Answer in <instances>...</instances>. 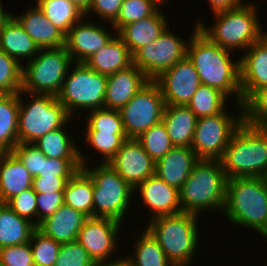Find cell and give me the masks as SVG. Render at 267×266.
<instances>
[{
    "mask_svg": "<svg viewBox=\"0 0 267 266\" xmlns=\"http://www.w3.org/2000/svg\"><path fill=\"white\" fill-rule=\"evenodd\" d=\"M12 152L33 177L41 176L42 160L46 156L33 143H18Z\"/></svg>",
    "mask_w": 267,
    "mask_h": 266,
    "instance_id": "cell-46",
    "label": "cell"
},
{
    "mask_svg": "<svg viewBox=\"0 0 267 266\" xmlns=\"http://www.w3.org/2000/svg\"><path fill=\"white\" fill-rule=\"evenodd\" d=\"M93 180L80 168L67 182L64 192V204L93 217Z\"/></svg>",
    "mask_w": 267,
    "mask_h": 266,
    "instance_id": "cell-32",
    "label": "cell"
},
{
    "mask_svg": "<svg viewBox=\"0 0 267 266\" xmlns=\"http://www.w3.org/2000/svg\"><path fill=\"white\" fill-rule=\"evenodd\" d=\"M19 104L18 143H34L46 133L73 119L75 121L53 95L30 94L21 90Z\"/></svg>",
    "mask_w": 267,
    "mask_h": 266,
    "instance_id": "cell-8",
    "label": "cell"
},
{
    "mask_svg": "<svg viewBox=\"0 0 267 266\" xmlns=\"http://www.w3.org/2000/svg\"><path fill=\"white\" fill-rule=\"evenodd\" d=\"M97 266H133L132 263L126 258V256H122L116 260L104 262L98 264Z\"/></svg>",
    "mask_w": 267,
    "mask_h": 266,
    "instance_id": "cell-52",
    "label": "cell"
},
{
    "mask_svg": "<svg viewBox=\"0 0 267 266\" xmlns=\"http://www.w3.org/2000/svg\"><path fill=\"white\" fill-rule=\"evenodd\" d=\"M197 119L187 106L165 105L162 121L174 146L191 147Z\"/></svg>",
    "mask_w": 267,
    "mask_h": 266,
    "instance_id": "cell-28",
    "label": "cell"
},
{
    "mask_svg": "<svg viewBox=\"0 0 267 266\" xmlns=\"http://www.w3.org/2000/svg\"><path fill=\"white\" fill-rule=\"evenodd\" d=\"M3 154H4V152L0 150V159H1Z\"/></svg>",
    "mask_w": 267,
    "mask_h": 266,
    "instance_id": "cell-57",
    "label": "cell"
},
{
    "mask_svg": "<svg viewBox=\"0 0 267 266\" xmlns=\"http://www.w3.org/2000/svg\"><path fill=\"white\" fill-rule=\"evenodd\" d=\"M122 4L123 0H91L90 6L84 15L85 18H91V14L99 22L112 24L119 15Z\"/></svg>",
    "mask_w": 267,
    "mask_h": 266,
    "instance_id": "cell-48",
    "label": "cell"
},
{
    "mask_svg": "<svg viewBox=\"0 0 267 266\" xmlns=\"http://www.w3.org/2000/svg\"><path fill=\"white\" fill-rule=\"evenodd\" d=\"M74 63L65 46L39 49L37 55L22 65V88L30 94L57 96Z\"/></svg>",
    "mask_w": 267,
    "mask_h": 266,
    "instance_id": "cell-10",
    "label": "cell"
},
{
    "mask_svg": "<svg viewBox=\"0 0 267 266\" xmlns=\"http://www.w3.org/2000/svg\"><path fill=\"white\" fill-rule=\"evenodd\" d=\"M33 176L11 151L0 159V203L6 204L23 190L32 188Z\"/></svg>",
    "mask_w": 267,
    "mask_h": 266,
    "instance_id": "cell-25",
    "label": "cell"
},
{
    "mask_svg": "<svg viewBox=\"0 0 267 266\" xmlns=\"http://www.w3.org/2000/svg\"><path fill=\"white\" fill-rule=\"evenodd\" d=\"M92 70L109 76L132 65V55L125 42L116 34L108 44L84 62Z\"/></svg>",
    "mask_w": 267,
    "mask_h": 266,
    "instance_id": "cell-27",
    "label": "cell"
},
{
    "mask_svg": "<svg viewBox=\"0 0 267 266\" xmlns=\"http://www.w3.org/2000/svg\"><path fill=\"white\" fill-rule=\"evenodd\" d=\"M16 15L13 13V16L40 49L65 46V34L47 19L36 4L25 13Z\"/></svg>",
    "mask_w": 267,
    "mask_h": 266,
    "instance_id": "cell-23",
    "label": "cell"
},
{
    "mask_svg": "<svg viewBox=\"0 0 267 266\" xmlns=\"http://www.w3.org/2000/svg\"><path fill=\"white\" fill-rule=\"evenodd\" d=\"M1 266H35L30 242L0 248Z\"/></svg>",
    "mask_w": 267,
    "mask_h": 266,
    "instance_id": "cell-45",
    "label": "cell"
},
{
    "mask_svg": "<svg viewBox=\"0 0 267 266\" xmlns=\"http://www.w3.org/2000/svg\"><path fill=\"white\" fill-rule=\"evenodd\" d=\"M200 159L191 147L174 146L155 165V174L168 185L180 190Z\"/></svg>",
    "mask_w": 267,
    "mask_h": 266,
    "instance_id": "cell-22",
    "label": "cell"
},
{
    "mask_svg": "<svg viewBox=\"0 0 267 266\" xmlns=\"http://www.w3.org/2000/svg\"><path fill=\"white\" fill-rule=\"evenodd\" d=\"M242 104L257 90L267 88V32L240 55Z\"/></svg>",
    "mask_w": 267,
    "mask_h": 266,
    "instance_id": "cell-19",
    "label": "cell"
},
{
    "mask_svg": "<svg viewBox=\"0 0 267 266\" xmlns=\"http://www.w3.org/2000/svg\"><path fill=\"white\" fill-rule=\"evenodd\" d=\"M227 182L220 160L200 159L179 190L182 212L200 216L215 209L223 213Z\"/></svg>",
    "mask_w": 267,
    "mask_h": 266,
    "instance_id": "cell-4",
    "label": "cell"
},
{
    "mask_svg": "<svg viewBox=\"0 0 267 266\" xmlns=\"http://www.w3.org/2000/svg\"><path fill=\"white\" fill-rule=\"evenodd\" d=\"M142 232H134V250L131 254L126 255L127 259L133 266H174L165 255L164 251L158 244L157 240L144 227Z\"/></svg>",
    "mask_w": 267,
    "mask_h": 266,
    "instance_id": "cell-33",
    "label": "cell"
},
{
    "mask_svg": "<svg viewBox=\"0 0 267 266\" xmlns=\"http://www.w3.org/2000/svg\"><path fill=\"white\" fill-rule=\"evenodd\" d=\"M160 7L163 5L165 6V4H167L168 2H170V0H154Z\"/></svg>",
    "mask_w": 267,
    "mask_h": 266,
    "instance_id": "cell-55",
    "label": "cell"
},
{
    "mask_svg": "<svg viewBox=\"0 0 267 266\" xmlns=\"http://www.w3.org/2000/svg\"><path fill=\"white\" fill-rule=\"evenodd\" d=\"M37 225L54 214L64 204V192L36 193Z\"/></svg>",
    "mask_w": 267,
    "mask_h": 266,
    "instance_id": "cell-49",
    "label": "cell"
},
{
    "mask_svg": "<svg viewBox=\"0 0 267 266\" xmlns=\"http://www.w3.org/2000/svg\"><path fill=\"white\" fill-rule=\"evenodd\" d=\"M71 177L35 176L32 187L36 193L63 192Z\"/></svg>",
    "mask_w": 267,
    "mask_h": 266,
    "instance_id": "cell-50",
    "label": "cell"
},
{
    "mask_svg": "<svg viewBox=\"0 0 267 266\" xmlns=\"http://www.w3.org/2000/svg\"><path fill=\"white\" fill-rule=\"evenodd\" d=\"M266 241H267V236H265V237H263ZM267 263V262H266ZM265 266H267V264L265 265Z\"/></svg>",
    "mask_w": 267,
    "mask_h": 266,
    "instance_id": "cell-58",
    "label": "cell"
},
{
    "mask_svg": "<svg viewBox=\"0 0 267 266\" xmlns=\"http://www.w3.org/2000/svg\"><path fill=\"white\" fill-rule=\"evenodd\" d=\"M86 155L80 150L82 168L93 180V217L111 218L125 223V216L129 215L132 207L134 189L108 163H97L94 166L92 162L88 163Z\"/></svg>",
    "mask_w": 267,
    "mask_h": 266,
    "instance_id": "cell-6",
    "label": "cell"
},
{
    "mask_svg": "<svg viewBox=\"0 0 267 266\" xmlns=\"http://www.w3.org/2000/svg\"><path fill=\"white\" fill-rule=\"evenodd\" d=\"M154 81L161 89L165 105L186 106L201 85L199 75L187 56Z\"/></svg>",
    "mask_w": 267,
    "mask_h": 266,
    "instance_id": "cell-16",
    "label": "cell"
},
{
    "mask_svg": "<svg viewBox=\"0 0 267 266\" xmlns=\"http://www.w3.org/2000/svg\"><path fill=\"white\" fill-rule=\"evenodd\" d=\"M228 179L264 177L267 173V131L243 124L220 159Z\"/></svg>",
    "mask_w": 267,
    "mask_h": 266,
    "instance_id": "cell-7",
    "label": "cell"
},
{
    "mask_svg": "<svg viewBox=\"0 0 267 266\" xmlns=\"http://www.w3.org/2000/svg\"><path fill=\"white\" fill-rule=\"evenodd\" d=\"M149 81L150 79L133 64L107 76L104 108L120 110Z\"/></svg>",
    "mask_w": 267,
    "mask_h": 266,
    "instance_id": "cell-20",
    "label": "cell"
},
{
    "mask_svg": "<svg viewBox=\"0 0 267 266\" xmlns=\"http://www.w3.org/2000/svg\"><path fill=\"white\" fill-rule=\"evenodd\" d=\"M228 97L213 87L201 84L186 105L197 118L214 116L227 108Z\"/></svg>",
    "mask_w": 267,
    "mask_h": 266,
    "instance_id": "cell-35",
    "label": "cell"
},
{
    "mask_svg": "<svg viewBox=\"0 0 267 266\" xmlns=\"http://www.w3.org/2000/svg\"><path fill=\"white\" fill-rule=\"evenodd\" d=\"M29 242L35 266H54L61 244L44 236L37 229Z\"/></svg>",
    "mask_w": 267,
    "mask_h": 266,
    "instance_id": "cell-41",
    "label": "cell"
},
{
    "mask_svg": "<svg viewBox=\"0 0 267 266\" xmlns=\"http://www.w3.org/2000/svg\"><path fill=\"white\" fill-rule=\"evenodd\" d=\"M136 139L155 162L162 159L174 147L163 121L150 127Z\"/></svg>",
    "mask_w": 267,
    "mask_h": 266,
    "instance_id": "cell-37",
    "label": "cell"
},
{
    "mask_svg": "<svg viewBox=\"0 0 267 266\" xmlns=\"http://www.w3.org/2000/svg\"><path fill=\"white\" fill-rule=\"evenodd\" d=\"M255 4L246 1L234 9L214 13L212 25H206L200 18L195 22L198 29L215 44L235 51V54L240 50L245 52L266 33L260 24V10Z\"/></svg>",
    "mask_w": 267,
    "mask_h": 266,
    "instance_id": "cell-2",
    "label": "cell"
},
{
    "mask_svg": "<svg viewBox=\"0 0 267 266\" xmlns=\"http://www.w3.org/2000/svg\"><path fill=\"white\" fill-rule=\"evenodd\" d=\"M161 8L151 16L123 26L117 35L133 55L141 47L154 42L169 26L168 17Z\"/></svg>",
    "mask_w": 267,
    "mask_h": 266,
    "instance_id": "cell-24",
    "label": "cell"
},
{
    "mask_svg": "<svg viewBox=\"0 0 267 266\" xmlns=\"http://www.w3.org/2000/svg\"><path fill=\"white\" fill-rule=\"evenodd\" d=\"M36 225L0 203V248L28 243Z\"/></svg>",
    "mask_w": 267,
    "mask_h": 266,
    "instance_id": "cell-29",
    "label": "cell"
},
{
    "mask_svg": "<svg viewBox=\"0 0 267 266\" xmlns=\"http://www.w3.org/2000/svg\"><path fill=\"white\" fill-rule=\"evenodd\" d=\"M142 200L141 204L150 213V220L163 215H174L182 212L179 201V190L168 185L156 174L148 177L135 189Z\"/></svg>",
    "mask_w": 267,
    "mask_h": 266,
    "instance_id": "cell-18",
    "label": "cell"
},
{
    "mask_svg": "<svg viewBox=\"0 0 267 266\" xmlns=\"http://www.w3.org/2000/svg\"><path fill=\"white\" fill-rule=\"evenodd\" d=\"M89 217L63 204L54 214L41 221L36 229L59 244L77 241L80 229Z\"/></svg>",
    "mask_w": 267,
    "mask_h": 266,
    "instance_id": "cell-21",
    "label": "cell"
},
{
    "mask_svg": "<svg viewBox=\"0 0 267 266\" xmlns=\"http://www.w3.org/2000/svg\"><path fill=\"white\" fill-rule=\"evenodd\" d=\"M160 8L154 0H123L119 15L111 25L118 32L127 24L154 15Z\"/></svg>",
    "mask_w": 267,
    "mask_h": 266,
    "instance_id": "cell-39",
    "label": "cell"
},
{
    "mask_svg": "<svg viewBox=\"0 0 267 266\" xmlns=\"http://www.w3.org/2000/svg\"><path fill=\"white\" fill-rule=\"evenodd\" d=\"M83 132H113L126 134L119 110L101 108L88 111ZM88 115V116H87ZM86 120V121H85Z\"/></svg>",
    "mask_w": 267,
    "mask_h": 266,
    "instance_id": "cell-36",
    "label": "cell"
},
{
    "mask_svg": "<svg viewBox=\"0 0 267 266\" xmlns=\"http://www.w3.org/2000/svg\"><path fill=\"white\" fill-rule=\"evenodd\" d=\"M67 122L63 127L46 133L33 144L50 159H80V148L70 136Z\"/></svg>",
    "mask_w": 267,
    "mask_h": 266,
    "instance_id": "cell-30",
    "label": "cell"
},
{
    "mask_svg": "<svg viewBox=\"0 0 267 266\" xmlns=\"http://www.w3.org/2000/svg\"><path fill=\"white\" fill-rule=\"evenodd\" d=\"M22 88V66L0 49V91L18 93Z\"/></svg>",
    "mask_w": 267,
    "mask_h": 266,
    "instance_id": "cell-42",
    "label": "cell"
},
{
    "mask_svg": "<svg viewBox=\"0 0 267 266\" xmlns=\"http://www.w3.org/2000/svg\"><path fill=\"white\" fill-rule=\"evenodd\" d=\"M180 36L168 26L154 42L141 47L132 55V64L150 80L156 79L163 71L186 57L189 39L186 41Z\"/></svg>",
    "mask_w": 267,
    "mask_h": 266,
    "instance_id": "cell-12",
    "label": "cell"
},
{
    "mask_svg": "<svg viewBox=\"0 0 267 266\" xmlns=\"http://www.w3.org/2000/svg\"><path fill=\"white\" fill-rule=\"evenodd\" d=\"M0 0V30L6 24V22L13 16V13L8 12V10L4 9Z\"/></svg>",
    "mask_w": 267,
    "mask_h": 266,
    "instance_id": "cell-53",
    "label": "cell"
},
{
    "mask_svg": "<svg viewBox=\"0 0 267 266\" xmlns=\"http://www.w3.org/2000/svg\"><path fill=\"white\" fill-rule=\"evenodd\" d=\"M108 164L133 189L155 174L156 162L136 138L126 139Z\"/></svg>",
    "mask_w": 267,
    "mask_h": 266,
    "instance_id": "cell-17",
    "label": "cell"
},
{
    "mask_svg": "<svg viewBox=\"0 0 267 266\" xmlns=\"http://www.w3.org/2000/svg\"><path fill=\"white\" fill-rule=\"evenodd\" d=\"M121 225L122 223L111 218L89 217L80 229L77 241L97 265L116 260L123 256L114 255L120 251L118 243Z\"/></svg>",
    "mask_w": 267,
    "mask_h": 266,
    "instance_id": "cell-14",
    "label": "cell"
},
{
    "mask_svg": "<svg viewBox=\"0 0 267 266\" xmlns=\"http://www.w3.org/2000/svg\"><path fill=\"white\" fill-rule=\"evenodd\" d=\"M244 123L267 131V88L255 91L243 103Z\"/></svg>",
    "mask_w": 267,
    "mask_h": 266,
    "instance_id": "cell-40",
    "label": "cell"
},
{
    "mask_svg": "<svg viewBox=\"0 0 267 266\" xmlns=\"http://www.w3.org/2000/svg\"><path fill=\"white\" fill-rule=\"evenodd\" d=\"M35 4L65 35L85 16L81 9L68 0H36Z\"/></svg>",
    "mask_w": 267,
    "mask_h": 266,
    "instance_id": "cell-34",
    "label": "cell"
},
{
    "mask_svg": "<svg viewBox=\"0 0 267 266\" xmlns=\"http://www.w3.org/2000/svg\"><path fill=\"white\" fill-rule=\"evenodd\" d=\"M82 135L85 144H89L91 149L101 155V161L98 160V163H109L123 142L128 139L126 134H113V132H82Z\"/></svg>",
    "mask_w": 267,
    "mask_h": 266,
    "instance_id": "cell-38",
    "label": "cell"
},
{
    "mask_svg": "<svg viewBox=\"0 0 267 266\" xmlns=\"http://www.w3.org/2000/svg\"><path fill=\"white\" fill-rule=\"evenodd\" d=\"M102 23L92 18L85 19L84 16L65 35V48L74 62L87 61L117 34L110 23H107L106 28Z\"/></svg>",
    "mask_w": 267,
    "mask_h": 266,
    "instance_id": "cell-15",
    "label": "cell"
},
{
    "mask_svg": "<svg viewBox=\"0 0 267 266\" xmlns=\"http://www.w3.org/2000/svg\"><path fill=\"white\" fill-rule=\"evenodd\" d=\"M223 215L233 226L255 230L261 237L267 236V184L264 177L228 179Z\"/></svg>",
    "mask_w": 267,
    "mask_h": 266,
    "instance_id": "cell-3",
    "label": "cell"
},
{
    "mask_svg": "<svg viewBox=\"0 0 267 266\" xmlns=\"http://www.w3.org/2000/svg\"><path fill=\"white\" fill-rule=\"evenodd\" d=\"M82 168L80 159L45 158L42 160L41 176L72 177Z\"/></svg>",
    "mask_w": 267,
    "mask_h": 266,
    "instance_id": "cell-47",
    "label": "cell"
},
{
    "mask_svg": "<svg viewBox=\"0 0 267 266\" xmlns=\"http://www.w3.org/2000/svg\"><path fill=\"white\" fill-rule=\"evenodd\" d=\"M0 49L22 66L32 60L40 48L12 16L0 30Z\"/></svg>",
    "mask_w": 267,
    "mask_h": 266,
    "instance_id": "cell-26",
    "label": "cell"
},
{
    "mask_svg": "<svg viewBox=\"0 0 267 266\" xmlns=\"http://www.w3.org/2000/svg\"><path fill=\"white\" fill-rule=\"evenodd\" d=\"M193 25L186 56L195 67L201 84L218 89L229 101H235L233 105H243L240 57L233 59L232 51L215 44L198 29L196 23Z\"/></svg>",
    "mask_w": 267,
    "mask_h": 266,
    "instance_id": "cell-1",
    "label": "cell"
},
{
    "mask_svg": "<svg viewBox=\"0 0 267 266\" xmlns=\"http://www.w3.org/2000/svg\"><path fill=\"white\" fill-rule=\"evenodd\" d=\"M245 0H208L211 13H218L234 9L244 3Z\"/></svg>",
    "mask_w": 267,
    "mask_h": 266,
    "instance_id": "cell-51",
    "label": "cell"
},
{
    "mask_svg": "<svg viewBox=\"0 0 267 266\" xmlns=\"http://www.w3.org/2000/svg\"><path fill=\"white\" fill-rule=\"evenodd\" d=\"M199 217L187 212L163 215L150 221L148 219V225L144 228L157 240L174 266H190L194 264L193 258L200 248Z\"/></svg>",
    "mask_w": 267,
    "mask_h": 266,
    "instance_id": "cell-5",
    "label": "cell"
},
{
    "mask_svg": "<svg viewBox=\"0 0 267 266\" xmlns=\"http://www.w3.org/2000/svg\"><path fill=\"white\" fill-rule=\"evenodd\" d=\"M17 215L24 217L37 226V200L33 187L23 190L7 203Z\"/></svg>",
    "mask_w": 267,
    "mask_h": 266,
    "instance_id": "cell-44",
    "label": "cell"
},
{
    "mask_svg": "<svg viewBox=\"0 0 267 266\" xmlns=\"http://www.w3.org/2000/svg\"><path fill=\"white\" fill-rule=\"evenodd\" d=\"M68 1L74 3L84 13L88 10L91 3V0H68Z\"/></svg>",
    "mask_w": 267,
    "mask_h": 266,
    "instance_id": "cell-54",
    "label": "cell"
},
{
    "mask_svg": "<svg viewBox=\"0 0 267 266\" xmlns=\"http://www.w3.org/2000/svg\"><path fill=\"white\" fill-rule=\"evenodd\" d=\"M54 266H97L87 250L78 242L61 244Z\"/></svg>",
    "mask_w": 267,
    "mask_h": 266,
    "instance_id": "cell-43",
    "label": "cell"
},
{
    "mask_svg": "<svg viewBox=\"0 0 267 266\" xmlns=\"http://www.w3.org/2000/svg\"><path fill=\"white\" fill-rule=\"evenodd\" d=\"M165 101L160 87L150 80L119 110L128 138H137L163 119Z\"/></svg>",
    "mask_w": 267,
    "mask_h": 266,
    "instance_id": "cell-13",
    "label": "cell"
},
{
    "mask_svg": "<svg viewBox=\"0 0 267 266\" xmlns=\"http://www.w3.org/2000/svg\"><path fill=\"white\" fill-rule=\"evenodd\" d=\"M19 92L0 97V150L11 152L18 144Z\"/></svg>",
    "mask_w": 267,
    "mask_h": 266,
    "instance_id": "cell-31",
    "label": "cell"
},
{
    "mask_svg": "<svg viewBox=\"0 0 267 266\" xmlns=\"http://www.w3.org/2000/svg\"><path fill=\"white\" fill-rule=\"evenodd\" d=\"M70 68L56 96L68 114L72 118L80 117L82 109L86 113L104 108L107 76L92 70L84 62H74Z\"/></svg>",
    "mask_w": 267,
    "mask_h": 266,
    "instance_id": "cell-9",
    "label": "cell"
},
{
    "mask_svg": "<svg viewBox=\"0 0 267 266\" xmlns=\"http://www.w3.org/2000/svg\"><path fill=\"white\" fill-rule=\"evenodd\" d=\"M264 180H265V182H266V184H267V173H266L265 176H264Z\"/></svg>",
    "mask_w": 267,
    "mask_h": 266,
    "instance_id": "cell-56",
    "label": "cell"
},
{
    "mask_svg": "<svg viewBox=\"0 0 267 266\" xmlns=\"http://www.w3.org/2000/svg\"><path fill=\"white\" fill-rule=\"evenodd\" d=\"M234 107L239 109L238 114L227 107L222 113L197 119L191 148L199 159L222 158L229 140L244 122L243 105Z\"/></svg>",
    "mask_w": 267,
    "mask_h": 266,
    "instance_id": "cell-11",
    "label": "cell"
}]
</instances>
